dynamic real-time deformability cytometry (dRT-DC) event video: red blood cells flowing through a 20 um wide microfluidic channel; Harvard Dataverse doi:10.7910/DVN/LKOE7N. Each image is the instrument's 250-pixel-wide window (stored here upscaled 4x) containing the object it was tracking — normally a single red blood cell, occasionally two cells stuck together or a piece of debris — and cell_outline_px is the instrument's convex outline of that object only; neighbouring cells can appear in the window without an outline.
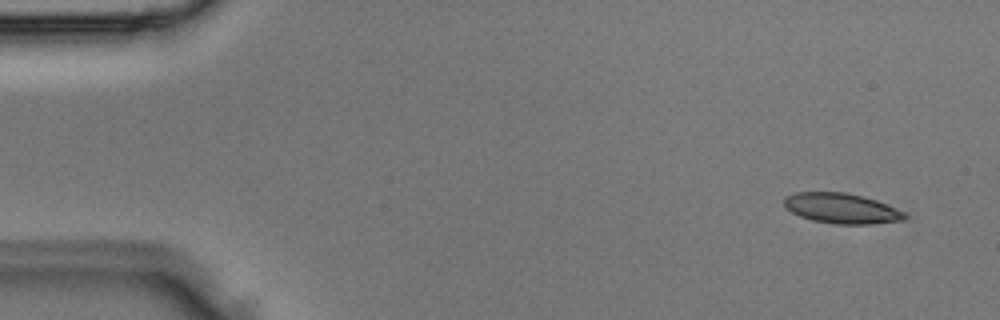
{"species": "Egyptian fruit bat (a non-hibernating species)", "species_latin": "Rousettus aegyptiacus", "temperature_condition": "room temperature", "stored_images_in_passage": 3, "camera_frame_rate_fps": 3000, "um_per_image_px": 0.085, "animal": {"sex": "male"}, "frame": {"image": 1, "passage_image": 1, "time_ms": 0.0, "image_size_px": [1000, 320], "cell_outline_px": [[908, 216], [904, 220], [868, 224], [832, 224], [812, 220], [800, 216], [784, 208], [784, 200], [788, 196], [796, 192], [844, 192], [864, 196], [876, 200], [904, 212]], "centroid_in_image_um": [71.52, 17.71], "position_along_channel_um": 13.5, "area_um2": 21.21}}
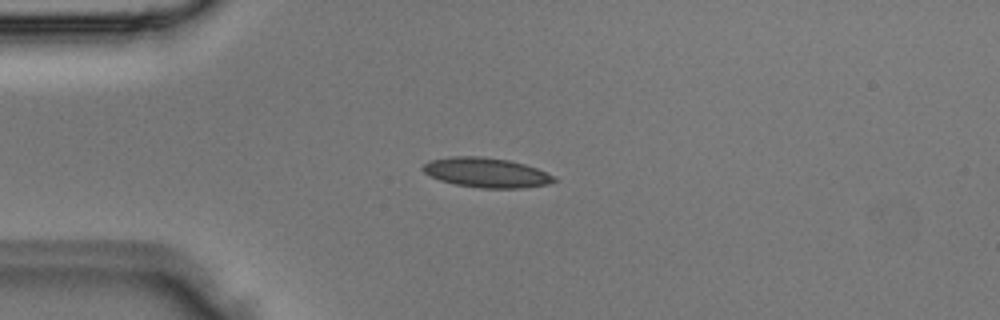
{"frame": {"image": 2, "passage_image": 3, "time_ms": 0.667, "image_size_px": [1000, 320], "cell_outline_px": [[556, 180], [548, 184], [520, 188], [480, 188], [456, 184], [440, 180], [424, 172], [420, 168], [428, 160], [452, 156], [480, 156], [508, 160], [524, 164], [536, 168], [556, 176]], "centroid_in_image_um": [41.32, 14.66], "position_along_channel_um": 43.7, "area_um2": 22.66}}